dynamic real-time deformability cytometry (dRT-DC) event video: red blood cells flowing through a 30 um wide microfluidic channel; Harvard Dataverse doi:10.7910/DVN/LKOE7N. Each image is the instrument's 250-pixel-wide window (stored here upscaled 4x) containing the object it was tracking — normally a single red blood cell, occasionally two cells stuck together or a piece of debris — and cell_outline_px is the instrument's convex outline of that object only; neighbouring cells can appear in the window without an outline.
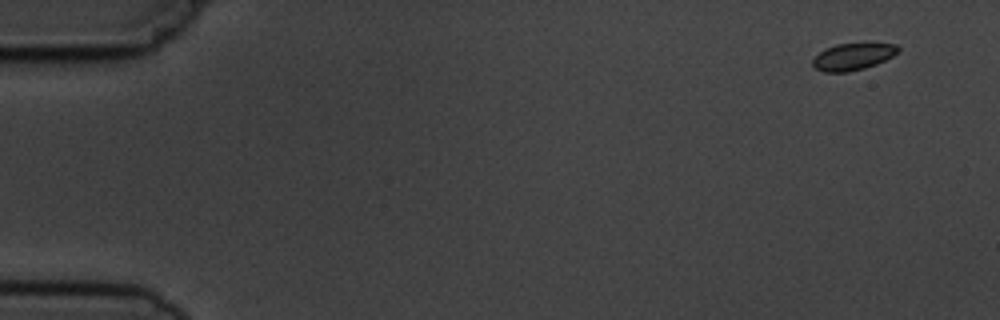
{"species": "common noctule bat (a hibernating species)", "species_latin": "Nyctalus noctula", "temperature_condition": "cold", "stored_images_in_passage": 5, "camera_frame_rate_fps": 3000, "um_per_image_px": 0.085, "animal": {"sex": "male", "body_mass_g": 19.5, "forearm_length_mm": 54.6}, "frame": {"image": 1, "passage_image": 1, "time_ms": 0.0, "image_size_px": [1000, 320], "cell_outline_px": [[900, 52], [876, 64], [864, 68], [848, 72], [824, 72], [816, 68], [812, 64], [812, 60], [824, 48], [836, 44], [896, 44], [900, 48]], "centroid_in_image_um": [72.49, 4.82], "position_along_channel_um": 12.5, "area_um2": 13.24}}
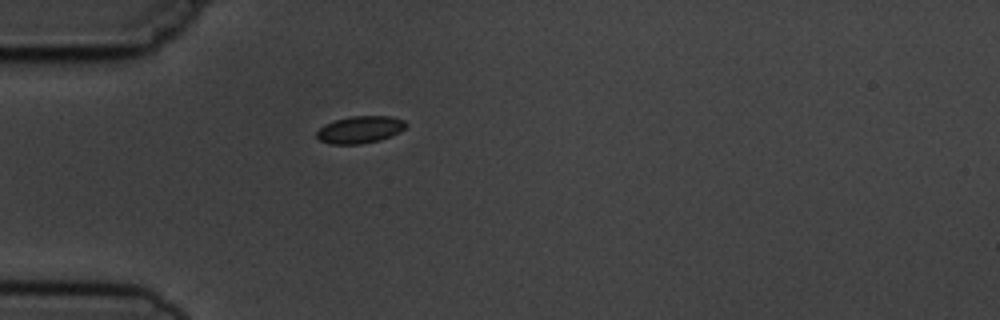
{"frame": {"image": 2, "passage_image": 5, "time_ms": 4.333, "image_size_px": [1000, 320], "cell_outline_px": [[408, 124], [400, 132], [392, 136], [380, 140], [360, 144], [328, 144], [320, 140], [316, 136], [316, 132], [324, 124], [336, 120], [352, 116], [392, 116], [404, 120]], "centroid_in_image_um": [30.62, 11.02], "position_along_channel_um": 54.4, "area_um2": 14.22}}